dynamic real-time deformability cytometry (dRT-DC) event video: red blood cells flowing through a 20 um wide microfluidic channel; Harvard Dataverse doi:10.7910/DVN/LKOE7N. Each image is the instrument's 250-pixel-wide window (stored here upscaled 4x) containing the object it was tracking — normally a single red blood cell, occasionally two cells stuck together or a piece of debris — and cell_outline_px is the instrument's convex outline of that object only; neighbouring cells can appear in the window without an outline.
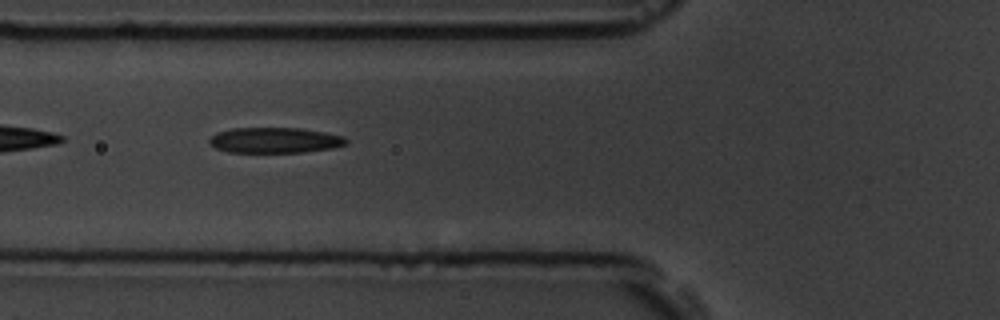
{"species": "common noctule bat (a hibernating species)", "species_latin": "Nyctalus noctula", "temperature_condition": "room temperature", "stored_images_in_passage": 5, "camera_frame_rate_fps": 3000, "um_per_image_px": 0.085, "animal": {"sex": "male", "body_mass_g": 19.5, "forearm_length_mm": 54.6}, "frame": {"image": 1, "passage_image": 5, "time_ms": 5.667, "image_size_px": [1000, 320], "cell_outline_px": [[348, 144], [332, 148], [304, 152], [228, 152], [216, 148], [208, 144], [208, 140], [216, 132], [232, 128], [300, 128], [324, 132], [344, 136], [348, 140]], "centroid_in_image_um": [23.35, 11.92], "position_along_channel_um": 102.4, "area_um2": 20.46}}